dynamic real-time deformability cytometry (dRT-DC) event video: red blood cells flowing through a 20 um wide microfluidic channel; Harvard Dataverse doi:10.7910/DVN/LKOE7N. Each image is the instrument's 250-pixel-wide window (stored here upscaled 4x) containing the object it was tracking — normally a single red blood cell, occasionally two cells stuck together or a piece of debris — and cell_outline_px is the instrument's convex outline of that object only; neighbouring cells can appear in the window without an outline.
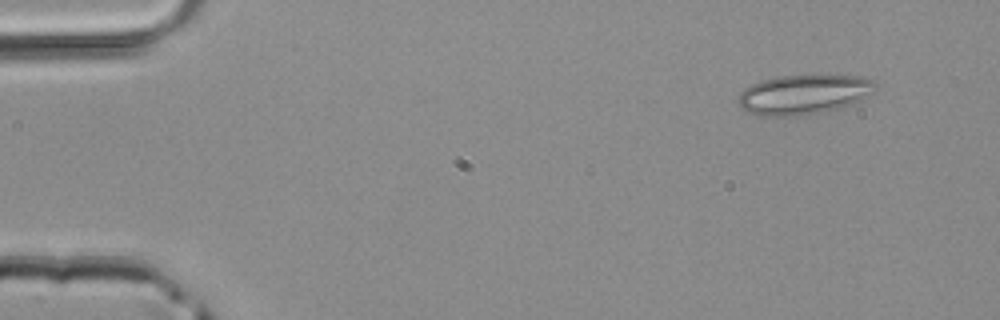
{"species": "common noctule bat (a hibernating species)", "species_latin": "Nyctalus noctula", "temperature_condition": "room temperature", "stored_images_in_passage": 4, "segment_of_instrument_passage": [1, 2], "camera_frame_rate_fps": 3000, "um_per_image_px": 0.085, "animal": {"sex": "male", "body_mass_g": 20.4}, "frame": {"image": 1, "passage_image": 1, "time_ms": 0.0, "image_size_px": [1000, 320], "cell_outline_px": [[876, 88], [872, 92], [856, 104], [824, 112], [796, 116], [756, 116], [740, 108], [740, 92], [744, 88], [752, 84], [764, 80], [780, 76], [864, 76], [876, 80]], "centroid_in_image_um": [68.36, 8.05], "position_along_channel_um": 16.6, "area_um2": 31.85}}